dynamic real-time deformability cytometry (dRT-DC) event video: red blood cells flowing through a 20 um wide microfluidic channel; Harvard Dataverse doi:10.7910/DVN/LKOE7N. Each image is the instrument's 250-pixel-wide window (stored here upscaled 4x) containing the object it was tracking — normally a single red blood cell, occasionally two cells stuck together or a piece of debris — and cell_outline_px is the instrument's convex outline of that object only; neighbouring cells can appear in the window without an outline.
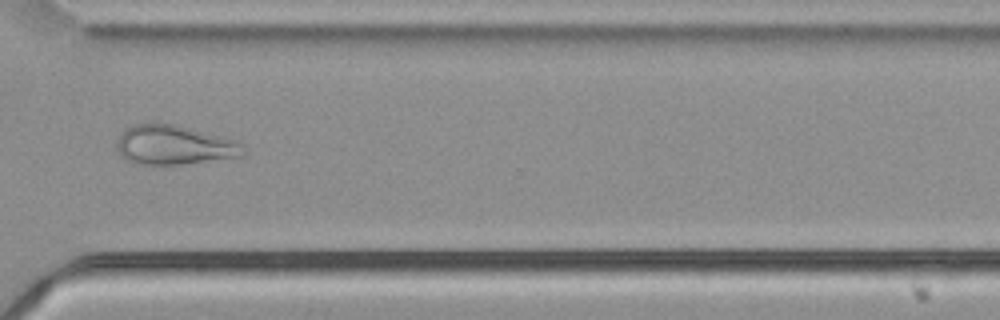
{"species": "common noctule bat (a hibernating species)", "species_latin": "Nyctalus noctula", "temperature_condition": "cold", "stored_images_in_passage": 44, "camera_frame_rate_fps": 3000, "um_per_image_px": 0.085, "animal": {"sex": "male", "body_mass_g": 21.5, "forearm_length_mm": 52.0}, "frame": {"image": 1, "passage_image": 32, "time_ms": 10.333, "image_size_px": [1000, 320], "cell_outline_px": [[248, 152], [244, 156], [160, 168], [132, 164], [124, 160], [116, 148], [116, 140], [124, 128], [132, 124], [176, 124], [220, 136], [232, 140], [240, 144]], "centroid_in_image_um": [14.73, 12.39], "position_along_channel_um": 355.9, "area_um2": 30.11}}
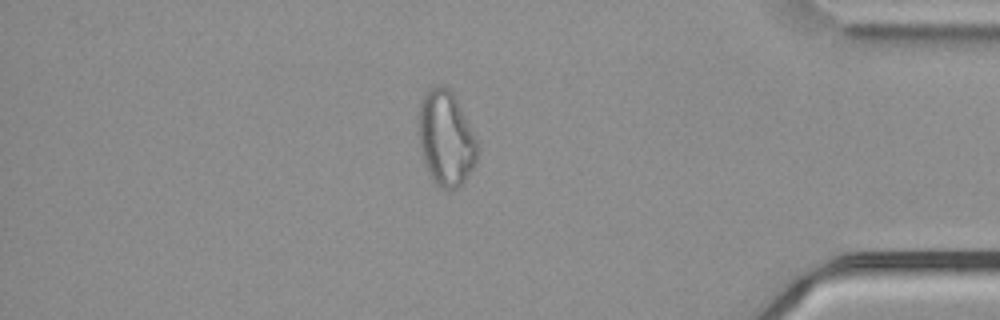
{"frame": {"image": 2, "passage_image": 38, "time_ms": 12.333, "image_size_px": [1000, 320], "cell_outline_px": [[476, 164], [464, 180], [456, 188], [440, 188], [436, 184], [428, 172], [424, 164], [420, 148], [420, 100], [436, 84], [440, 84], [448, 88], [452, 92], [476, 140]], "centroid_in_image_um": [37.89, 11.78], "position_along_channel_um": 397.3, "area_um2": 31.56}}